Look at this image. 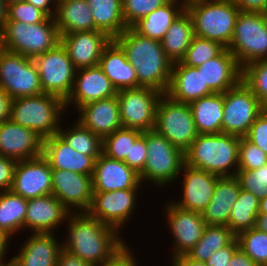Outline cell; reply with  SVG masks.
Returning a JSON list of instances; mask_svg holds the SVG:
<instances>
[{
    "mask_svg": "<svg viewBox=\"0 0 267 266\" xmlns=\"http://www.w3.org/2000/svg\"><path fill=\"white\" fill-rule=\"evenodd\" d=\"M57 266H95L92 263L83 261L68 250L62 248L58 256Z\"/></svg>",
    "mask_w": 267,
    "mask_h": 266,
    "instance_id": "11a10c76",
    "label": "cell"
},
{
    "mask_svg": "<svg viewBox=\"0 0 267 266\" xmlns=\"http://www.w3.org/2000/svg\"><path fill=\"white\" fill-rule=\"evenodd\" d=\"M111 40L112 38L100 30L61 35V43L77 70L98 66L102 52Z\"/></svg>",
    "mask_w": 267,
    "mask_h": 266,
    "instance_id": "ffe728a7",
    "label": "cell"
},
{
    "mask_svg": "<svg viewBox=\"0 0 267 266\" xmlns=\"http://www.w3.org/2000/svg\"><path fill=\"white\" fill-rule=\"evenodd\" d=\"M7 10L8 6L6 5L5 0H0V28L4 26V23L7 20Z\"/></svg>",
    "mask_w": 267,
    "mask_h": 266,
    "instance_id": "be15d7a7",
    "label": "cell"
},
{
    "mask_svg": "<svg viewBox=\"0 0 267 266\" xmlns=\"http://www.w3.org/2000/svg\"><path fill=\"white\" fill-rule=\"evenodd\" d=\"M244 138L267 154V108L259 114Z\"/></svg>",
    "mask_w": 267,
    "mask_h": 266,
    "instance_id": "c3c4849f",
    "label": "cell"
},
{
    "mask_svg": "<svg viewBox=\"0 0 267 266\" xmlns=\"http://www.w3.org/2000/svg\"><path fill=\"white\" fill-rule=\"evenodd\" d=\"M259 204L260 200L255 195L240 189L227 225L235 235L255 227L256 217L259 214Z\"/></svg>",
    "mask_w": 267,
    "mask_h": 266,
    "instance_id": "74e56055",
    "label": "cell"
},
{
    "mask_svg": "<svg viewBox=\"0 0 267 266\" xmlns=\"http://www.w3.org/2000/svg\"><path fill=\"white\" fill-rule=\"evenodd\" d=\"M98 65L117 91L138 87L136 70L113 39L104 48Z\"/></svg>",
    "mask_w": 267,
    "mask_h": 266,
    "instance_id": "f546056e",
    "label": "cell"
},
{
    "mask_svg": "<svg viewBox=\"0 0 267 266\" xmlns=\"http://www.w3.org/2000/svg\"><path fill=\"white\" fill-rule=\"evenodd\" d=\"M198 134L222 133L224 93H212L189 104Z\"/></svg>",
    "mask_w": 267,
    "mask_h": 266,
    "instance_id": "1f68e13d",
    "label": "cell"
},
{
    "mask_svg": "<svg viewBox=\"0 0 267 266\" xmlns=\"http://www.w3.org/2000/svg\"><path fill=\"white\" fill-rule=\"evenodd\" d=\"M54 19L60 35L95 30L93 15L86 0L58 2Z\"/></svg>",
    "mask_w": 267,
    "mask_h": 266,
    "instance_id": "4dcf8cb0",
    "label": "cell"
},
{
    "mask_svg": "<svg viewBox=\"0 0 267 266\" xmlns=\"http://www.w3.org/2000/svg\"><path fill=\"white\" fill-rule=\"evenodd\" d=\"M32 60L39 73L43 93L65 101L72 90L77 69L62 43Z\"/></svg>",
    "mask_w": 267,
    "mask_h": 266,
    "instance_id": "30bf717a",
    "label": "cell"
},
{
    "mask_svg": "<svg viewBox=\"0 0 267 266\" xmlns=\"http://www.w3.org/2000/svg\"><path fill=\"white\" fill-rule=\"evenodd\" d=\"M4 50L3 48V37H2V28H0V53Z\"/></svg>",
    "mask_w": 267,
    "mask_h": 266,
    "instance_id": "03108f58",
    "label": "cell"
},
{
    "mask_svg": "<svg viewBox=\"0 0 267 266\" xmlns=\"http://www.w3.org/2000/svg\"><path fill=\"white\" fill-rule=\"evenodd\" d=\"M3 48L33 59L61 43L54 17L42 23L5 21L2 27Z\"/></svg>",
    "mask_w": 267,
    "mask_h": 266,
    "instance_id": "8992f818",
    "label": "cell"
},
{
    "mask_svg": "<svg viewBox=\"0 0 267 266\" xmlns=\"http://www.w3.org/2000/svg\"><path fill=\"white\" fill-rule=\"evenodd\" d=\"M117 95L116 88L98 66L81 68L76 71L72 90L64 101L65 109L72 106L78 110L93 101Z\"/></svg>",
    "mask_w": 267,
    "mask_h": 266,
    "instance_id": "ac0fdd59",
    "label": "cell"
},
{
    "mask_svg": "<svg viewBox=\"0 0 267 266\" xmlns=\"http://www.w3.org/2000/svg\"><path fill=\"white\" fill-rule=\"evenodd\" d=\"M162 95L156 89L141 86L117 91L122 126L142 132L153 130L157 104Z\"/></svg>",
    "mask_w": 267,
    "mask_h": 266,
    "instance_id": "4fadbf2b",
    "label": "cell"
},
{
    "mask_svg": "<svg viewBox=\"0 0 267 266\" xmlns=\"http://www.w3.org/2000/svg\"><path fill=\"white\" fill-rule=\"evenodd\" d=\"M13 99L9 94L0 88V125L10 120V112Z\"/></svg>",
    "mask_w": 267,
    "mask_h": 266,
    "instance_id": "9f6ffc18",
    "label": "cell"
},
{
    "mask_svg": "<svg viewBox=\"0 0 267 266\" xmlns=\"http://www.w3.org/2000/svg\"><path fill=\"white\" fill-rule=\"evenodd\" d=\"M23 243L17 255L11 257L15 266H57L62 243L55 233H32Z\"/></svg>",
    "mask_w": 267,
    "mask_h": 266,
    "instance_id": "484cf974",
    "label": "cell"
},
{
    "mask_svg": "<svg viewBox=\"0 0 267 266\" xmlns=\"http://www.w3.org/2000/svg\"><path fill=\"white\" fill-rule=\"evenodd\" d=\"M238 248V241L235 238L228 246L215 251L205 264L207 266H229L230 260Z\"/></svg>",
    "mask_w": 267,
    "mask_h": 266,
    "instance_id": "816d5d0a",
    "label": "cell"
},
{
    "mask_svg": "<svg viewBox=\"0 0 267 266\" xmlns=\"http://www.w3.org/2000/svg\"><path fill=\"white\" fill-rule=\"evenodd\" d=\"M197 69L214 93H224L235 87L242 77V68L227 48L215 58L197 66Z\"/></svg>",
    "mask_w": 267,
    "mask_h": 266,
    "instance_id": "83f0119b",
    "label": "cell"
},
{
    "mask_svg": "<svg viewBox=\"0 0 267 266\" xmlns=\"http://www.w3.org/2000/svg\"><path fill=\"white\" fill-rule=\"evenodd\" d=\"M10 240L11 238L0 230V265L9 263L11 261V258L9 261L4 260V258H6L4 256L7 254V249H9L10 246Z\"/></svg>",
    "mask_w": 267,
    "mask_h": 266,
    "instance_id": "94428289",
    "label": "cell"
},
{
    "mask_svg": "<svg viewBox=\"0 0 267 266\" xmlns=\"http://www.w3.org/2000/svg\"><path fill=\"white\" fill-rule=\"evenodd\" d=\"M43 139L33 130L8 120L0 125V155L15 161L42 155Z\"/></svg>",
    "mask_w": 267,
    "mask_h": 266,
    "instance_id": "603a6c76",
    "label": "cell"
},
{
    "mask_svg": "<svg viewBox=\"0 0 267 266\" xmlns=\"http://www.w3.org/2000/svg\"><path fill=\"white\" fill-rule=\"evenodd\" d=\"M93 15L95 30L114 39L126 28L122 14V0H86Z\"/></svg>",
    "mask_w": 267,
    "mask_h": 266,
    "instance_id": "e575fe53",
    "label": "cell"
},
{
    "mask_svg": "<svg viewBox=\"0 0 267 266\" xmlns=\"http://www.w3.org/2000/svg\"><path fill=\"white\" fill-rule=\"evenodd\" d=\"M185 10L192 19L195 36L228 48L240 12L232 0H191Z\"/></svg>",
    "mask_w": 267,
    "mask_h": 266,
    "instance_id": "277c9868",
    "label": "cell"
},
{
    "mask_svg": "<svg viewBox=\"0 0 267 266\" xmlns=\"http://www.w3.org/2000/svg\"><path fill=\"white\" fill-rule=\"evenodd\" d=\"M193 36L192 19L188 12L184 10L174 20L160 41L167 57L173 63L179 62L184 58Z\"/></svg>",
    "mask_w": 267,
    "mask_h": 266,
    "instance_id": "836d02e7",
    "label": "cell"
},
{
    "mask_svg": "<svg viewBox=\"0 0 267 266\" xmlns=\"http://www.w3.org/2000/svg\"><path fill=\"white\" fill-rule=\"evenodd\" d=\"M255 229L267 233V212H259L255 221Z\"/></svg>",
    "mask_w": 267,
    "mask_h": 266,
    "instance_id": "6125c7cd",
    "label": "cell"
},
{
    "mask_svg": "<svg viewBox=\"0 0 267 266\" xmlns=\"http://www.w3.org/2000/svg\"><path fill=\"white\" fill-rule=\"evenodd\" d=\"M240 12L264 13L267 0H232Z\"/></svg>",
    "mask_w": 267,
    "mask_h": 266,
    "instance_id": "db71d44e",
    "label": "cell"
},
{
    "mask_svg": "<svg viewBox=\"0 0 267 266\" xmlns=\"http://www.w3.org/2000/svg\"><path fill=\"white\" fill-rule=\"evenodd\" d=\"M241 80L267 108V58L245 65L242 68Z\"/></svg>",
    "mask_w": 267,
    "mask_h": 266,
    "instance_id": "60d3db41",
    "label": "cell"
},
{
    "mask_svg": "<svg viewBox=\"0 0 267 266\" xmlns=\"http://www.w3.org/2000/svg\"><path fill=\"white\" fill-rule=\"evenodd\" d=\"M147 147L146 131L135 141L130 150V157H126L124 162L138 174H140L146 164Z\"/></svg>",
    "mask_w": 267,
    "mask_h": 266,
    "instance_id": "681fc988",
    "label": "cell"
},
{
    "mask_svg": "<svg viewBox=\"0 0 267 266\" xmlns=\"http://www.w3.org/2000/svg\"><path fill=\"white\" fill-rule=\"evenodd\" d=\"M240 188L255 195L259 200L267 197V164L253 170H237Z\"/></svg>",
    "mask_w": 267,
    "mask_h": 266,
    "instance_id": "ee69618b",
    "label": "cell"
},
{
    "mask_svg": "<svg viewBox=\"0 0 267 266\" xmlns=\"http://www.w3.org/2000/svg\"><path fill=\"white\" fill-rule=\"evenodd\" d=\"M139 189H122L108 192H93L87 213L98 218L119 233L136 210ZM122 228V229H121Z\"/></svg>",
    "mask_w": 267,
    "mask_h": 266,
    "instance_id": "5bb4252c",
    "label": "cell"
},
{
    "mask_svg": "<svg viewBox=\"0 0 267 266\" xmlns=\"http://www.w3.org/2000/svg\"><path fill=\"white\" fill-rule=\"evenodd\" d=\"M66 111L61 98L42 93L13 99L10 120L33 130L44 140L58 133Z\"/></svg>",
    "mask_w": 267,
    "mask_h": 266,
    "instance_id": "5b68a950",
    "label": "cell"
},
{
    "mask_svg": "<svg viewBox=\"0 0 267 266\" xmlns=\"http://www.w3.org/2000/svg\"><path fill=\"white\" fill-rule=\"evenodd\" d=\"M26 0H5L6 5L9 6L10 4L17 3V2H24Z\"/></svg>",
    "mask_w": 267,
    "mask_h": 266,
    "instance_id": "003e7915",
    "label": "cell"
},
{
    "mask_svg": "<svg viewBox=\"0 0 267 266\" xmlns=\"http://www.w3.org/2000/svg\"><path fill=\"white\" fill-rule=\"evenodd\" d=\"M50 16L43 10L26 1L10 4L6 21H17L28 24L42 23Z\"/></svg>",
    "mask_w": 267,
    "mask_h": 266,
    "instance_id": "bcb514c9",
    "label": "cell"
},
{
    "mask_svg": "<svg viewBox=\"0 0 267 266\" xmlns=\"http://www.w3.org/2000/svg\"><path fill=\"white\" fill-rule=\"evenodd\" d=\"M236 235L227 225H206L200 240L187 253V255L197 261L206 262L211 255L228 246Z\"/></svg>",
    "mask_w": 267,
    "mask_h": 266,
    "instance_id": "8d00e7d4",
    "label": "cell"
},
{
    "mask_svg": "<svg viewBox=\"0 0 267 266\" xmlns=\"http://www.w3.org/2000/svg\"><path fill=\"white\" fill-rule=\"evenodd\" d=\"M264 16L267 18V7H266V10L264 12Z\"/></svg>",
    "mask_w": 267,
    "mask_h": 266,
    "instance_id": "89a4df30",
    "label": "cell"
},
{
    "mask_svg": "<svg viewBox=\"0 0 267 266\" xmlns=\"http://www.w3.org/2000/svg\"><path fill=\"white\" fill-rule=\"evenodd\" d=\"M35 7L45 11L50 17H54L57 8L56 0H26ZM53 8V9H52Z\"/></svg>",
    "mask_w": 267,
    "mask_h": 266,
    "instance_id": "680465c9",
    "label": "cell"
},
{
    "mask_svg": "<svg viewBox=\"0 0 267 266\" xmlns=\"http://www.w3.org/2000/svg\"><path fill=\"white\" fill-rule=\"evenodd\" d=\"M259 212H267V197L260 200Z\"/></svg>",
    "mask_w": 267,
    "mask_h": 266,
    "instance_id": "e7e4bbea",
    "label": "cell"
},
{
    "mask_svg": "<svg viewBox=\"0 0 267 266\" xmlns=\"http://www.w3.org/2000/svg\"><path fill=\"white\" fill-rule=\"evenodd\" d=\"M140 175L124 161L107 157L103 153L96 159L92 174L93 192L122 189H140Z\"/></svg>",
    "mask_w": 267,
    "mask_h": 266,
    "instance_id": "44dd1931",
    "label": "cell"
},
{
    "mask_svg": "<svg viewBox=\"0 0 267 266\" xmlns=\"http://www.w3.org/2000/svg\"><path fill=\"white\" fill-rule=\"evenodd\" d=\"M77 112L79 113L77 121L102 140L123 127L117 95L85 104Z\"/></svg>",
    "mask_w": 267,
    "mask_h": 266,
    "instance_id": "cb8c5ba5",
    "label": "cell"
},
{
    "mask_svg": "<svg viewBox=\"0 0 267 266\" xmlns=\"http://www.w3.org/2000/svg\"><path fill=\"white\" fill-rule=\"evenodd\" d=\"M0 88L12 99L43 93L33 60L5 49L0 53Z\"/></svg>",
    "mask_w": 267,
    "mask_h": 266,
    "instance_id": "8fae6325",
    "label": "cell"
},
{
    "mask_svg": "<svg viewBox=\"0 0 267 266\" xmlns=\"http://www.w3.org/2000/svg\"><path fill=\"white\" fill-rule=\"evenodd\" d=\"M52 195L71 213L87 212L93 196L92 175L52 169Z\"/></svg>",
    "mask_w": 267,
    "mask_h": 266,
    "instance_id": "2e32d148",
    "label": "cell"
},
{
    "mask_svg": "<svg viewBox=\"0 0 267 266\" xmlns=\"http://www.w3.org/2000/svg\"><path fill=\"white\" fill-rule=\"evenodd\" d=\"M146 147V164L139 174L141 182L156 187L176 182L185 164L184 152L155 129L146 131Z\"/></svg>",
    "mask_w": 267,
    "mask_h": 266,
    "instance_id": "52a82bcc",
    "label": "cell"
},
{
    "mask_svg": "<svg viewBox=\"0 0 267 266\" xmlns=\"http://www.w3.org/2000/svg\"><path fill=\"white\" fill-rule=\"evenodd\" d=\"M169 202V203H168ZM165 202V220L174 239L172 258L187 254L202 237L206 223L201 213L185 210L172 201ZM168 204V205H167Z\"/></svg>",
    "mask_w": 267,
    "mask_h": 266,
    "instance_id": "9a60e30c",
    "label": "cell"
},
{
    "mask_svg": "<svg viewBox=\"0 0 267 266\" xmlns=\"http://www.w3.org/2000/svg\"><path fill=\"white\" fill-rule=\"evenodd\" d=\"M42 155L52 169L92 175L99 156H87L70 147L58 134L43 140Z\"/></svg>",
    "mask_w": 267,
    "mask_h": 266,
    "instance_id": "d4e9b609",
    "label": "cell"
},
{
    "mask_svg": "<svg viewBox=\"0 0 267 266\" xmlns=\"http://www.w3.org/2000/svg\"><path fill=\"white\" fill-rule=\"evenodd\" d=\"M17 161L0 155V192L11 190Z\"/></svg>",
    "mask_w": 267,
    "mask_h": 266,
    "instance_id": "f907efd6",
    "label": "cell"
},
{
    "mask_svg": "<svg viewBox=\"0 0 267 266\" xmlns=\"http://www.w3.org/2000/svg\"><path fill=\"white\" fill-rule=\"evenodd\" d=\"M0 266H15V265L10 261L9 263H6V264L0 265Z\"/></svg>",
    "mask_w": 267,
    "mask_h": 266,
    "instance_id": "a7ac6f4b",
    "label": "cell"
},
{
    "mask_svg": "<svg viewBox=\"0 0 267 266\" xmlns=\"http://www.w3.org/2000/svg\"><path fill=\"white\" fill-rule=\"evenodd\" d=\"M27 199L11 190L0 192V230L10 238L24 229Z\"/></svg>",
    "mask_w": 267,
    "mask_h": 266,
    "instance_id": "d590c367",
    "label": "cell"
},
{
    "mask_svg": "<svg viewBox=\"0 0 267 266\" xmlns=\"http://www.w3.org/2000/svg\"><path fill=\"white\" fill-rule=\"evenodd\" d=\"M73 124L66 129L60 126L57 134L76 151L87 156H100L103 140L79 121L74 120Z\"/></svg>",
    "mask_w": 267,
    "mask_h": 266,
    "instance_id": "f35d334b",
    "label": "cell"
},
{
    "mask_svg": "<svg viewBox=\"0 0 267 266\" xmlns=\"http://www.w3.org/2000/svg\"><path fill=\"white\" fill-rule=\"evenodd\" d=\"M214 93L204 82L197 67L187 66L181 61L173 63L171 79L166 95L171 99L190 104L191 102Z\"/></svg>",
    "mask_w": 267,
    "mask_h": 266,
    "instance_id": "4316f807",
    "label": "cell"
},
{
    "mask_svg": "<svg viewBox=\"0 0 267 266\" xmlns=\"http://www.w3.org/2000/svg\"><path fill=\"white\" fill-rule=\"evenodd\" d=\"M171 0H122V14L127 27H133L139 20L169 3Z\"/></svg>",
    "mask_w": 267,
    "mask_h": 266,
    "instance_id": "f6af8a7d",
    "label": "cell"
},
{
    "mask_svg": "<svg viewBox=\"0 0 267 266\" xmlns=\"http://www.w3.org/2000/svg\"><path fill=\"white\" fill-rule=\"evenodd\" d=\"M229 266H258L240 248H238L229 263Z\"/></svg>",
    "mask_w": 267,
    "mask_h": 266,
    "instance_id": "6f0895ef",
    "label": "cell"
},
{
    "mask_svg": "<svg viewBox=\"0 0 267 266\" xmlns=\"http://www.w3.org/2000/svg\"><path fill=\"white\" fill-rule=\"evenodd\" d=\"M154 129L183 152L198 135L189 104L175 101L166 94L158 101Z\"/></svg>",
    "mask_w": 267,
    "mask_h": 266,
    "instance_id": "9c48e42d",
    "label": "cell"
},
{
    "mask_svg": "<svg viewBox=\"0 0 267 266\" xmlns=\"http://www.w3.org/2000/svg\"><path fill=\"white\" fill-rule=\"evenodd\" d=\"M11 191L24 199L52 194V168L40 155L17 161Z\"/></svg>",
    "mask_w": 267,
    "mask_h": 266,
    "instance_id": "e0dca14e",
    "label": "cell"
},
{
    "mask_svg": "<svg viewBox=\"0 0 267 266\" xmlns=\"http://www.w3.org/2000/svg\"><path fill=\"white\" fill-rule=\"evenodd\" d=\"M240 189L236 176L218 177L213 197L201 213L206 225H228Z\"/></svg>",
    "mask_w": 267,
    "mask_h": 266,
    "instance_id": "f1b7e54d",
    "label": "cell"
},
{
    "mask_svg": "<svg viewBox=\"0 0 267 266\" xmlns=\"http://www.w3.org/2000/svg\"><path fill=\"white\" fill-rule=\"evenodd\" d=\"M267 164V154L258 146L241 137L238 152V170H253Z\"/></svg>",
    "mask_w": 267,
    "mask_h": 266,
    "instance_id": "7dc6e473",
    "label": "cell"
},
{
    "mask_svg": "<svg viewBox=\"0 0 267 266\" xmlns=\"http://www.w3.org/2000/svg\"><path fill=\"white\" fill-rule=\"evenodd\" d=\"M66 222L68 237L61 241L62 248L95 266L111 259L126 245L117 230L87 212H72Z\"/></svg>",
    "mask_w": 267,
    "mask_h": 266,
    "instance_id": "6da1fadb",
    "label": "cell"
},
{
    "mask_svg": "<svg viewBox=\"0 0 267 266\" xmlns=\"http://www.w3.org/2000/svg\"><path fill=\"white\" fill-rule=\"evenodd\" d=\"M142 131L131 128H120L103 139L102 153L109 158L124 161L130 157V150Z\"/></svg>",
    "mask_w": 267,
    "mask_h": 266,
    "instance_id": "ab89813d",
    "label": "cell"
},
{
    "mask_svg": "<svg viewBox=\"0 0 267 266\" xmlns=\"http://www.w3.org/2000/svg\"><path fill=\"white\" fill-rule=\"evenodd\" d=\"M239 248L258 266H267V233L255 228L236 235Z\"/></svg>",
    "mask_w": 267,
    "mask_h": 266,
    "instance_id": "b9f144b4",
    "label": "cell"
},
{
    "mask_svg": "<svg viewBox=\"0 0 267 266\" xmlns=\"http://www.w3.org/2000/svg\"><path fill=\"white\" fill-rule=\"evenodd\" d=\"M240 139L225 133L198 134L184 152L185 164L219 177L235 176Z\"/></svg>",
    "mask_w": 267,
    "mask_h": 266,
    "instance_id": "3957f363",
    "label": "cell"
},
{
    "mask_svg": "<svg viewBox=\"0 0 267 266\" xmlns=\"http://www.w3.org/2000/svg\"><path fill=\"white\" fill-rule=\"evenodd\" d=\"M171 262V266H207L205 262L194 260L187 254L172 258Z\"/></svg>",
    "mask_w": 267,
    "mask_h": 266,
    "instance_id": "91938a15",
    "label": "cell"
},
{
    "mask_svg": "<svg viewBox=\"0 0 267 266\" xmlns=\"http://www.w3.org/2000/svg\"><path fill=\"white\" fill-rule=\"evenodd\" d=\"M70 213L52 194L28 199L24 229L32 233L54 234V230L67 221Z\"/></svg>",
    "mask_w": 267,
    "mask_h": 266,
    "instance_id": "7402d4cb",
    "label": "cell"
},
{
    "mask_svg": "<svg viewBox=\"0 0 267 266\" xmlns=\"http://www.w3.org/2000/svg\"><path fill=\"white\" fill-rule=\"evenodd\" d=\"M185 5L182 0H171L139 20L132 28L144 37L161 41L174 20L185 10Z\"/></svg>",
    "mask_w": 267,
    "mask_h": 266,
    "instance_id": "d6a6232c",
    "label": "cell"
},
{
    "mask_svg": "<svg viewBox=\"0 0 267 266\" xmlns=\"http://www.w3.org/2000/svg\"><path fill=\"white\" fill-rule=\"evenodd\" d=\"M224 49L225 47L219 42L194 35L181 62L187 66L197 67L205 61L215 58Z\"/></svg>",
    "mask_w": 267,
    "mask_h": 266,
    "instance_id": "7bdbcfd3",
    "label": "cell"
},
{
    "mask_svg": "<svg viewBox=\"0 0 267 266\" xmlns=\"http://www.w3.org/2000/svg\"><path fill=\"white\" fill-rule=\"evenodd\" d=\"M227 49L241 68L267 58V18L264 13L239 12Z\"/></svg>",
    "mask_w": 267,
    "mask_h": 266,
    "instance_id": "ba28073f",
    "label": "cell"
},
{
    "mask_svg": "<svg viewBox=\"0 0 267 266\" xmlns=\"http://www.w3.org/2000/svg\"><path fill=\"white\" fill-rule=\"evenodd\" d=\"M129 248L126 244L111 259L97 266H138L134 251Z\"/></svg>",
    "mask_w": 267,
    "mask_h": 266,
    "instance_id": "f5cc1de1",
    "label": "cell"
},
{
    "mask_svg": "<svg viewBox=\"0 0 267 266\" xmlns=\"http://www.w3.org/2000/svg\"><path fill=\"white\" fill-rule=\"evenodd\" d=\"M264 109L241 80L235 87L224 92L222 133L244 137Z\"/></svg>",
    "mask_w": 267,
    "mask_h": 266,
    "instance_id": "7c38bea8",
    "label": "cell"
},
{
    "mask_svg": "<svg viewBox=\"0 0 267 266\" xmlns=\"http://www.w3.org/2000/svg\"><path fill=\"white\" fill-rule=\"evenodd\" d=\"M180 174L183 175V195L181 200L172 202L182 209L202 213L213 197L219 176L186 164Z\"/></svg>",
    "mask_w": 267,
    "mask_h": 266,
    "instance_id": "d6986e66",
    "label": "cell"
},
{
    "mask_svg": "<svg viewBox=\"0 0 267 266\" xmlns=\"http://www.w3.org/2000/svg\"><path fill=\"white\" fill-rule=\"evenodd\" d=\"M113 40L123 49L136 70L138 87H148L166 94L173 62L167 57L161 42L140 35L132 27H127Z\"/></svg>",
    "mask_w": 267,
    "mask_h": 266,
    "instance_id": "7a4b0ae2",
    "label": "cell"
}]
</instances>
